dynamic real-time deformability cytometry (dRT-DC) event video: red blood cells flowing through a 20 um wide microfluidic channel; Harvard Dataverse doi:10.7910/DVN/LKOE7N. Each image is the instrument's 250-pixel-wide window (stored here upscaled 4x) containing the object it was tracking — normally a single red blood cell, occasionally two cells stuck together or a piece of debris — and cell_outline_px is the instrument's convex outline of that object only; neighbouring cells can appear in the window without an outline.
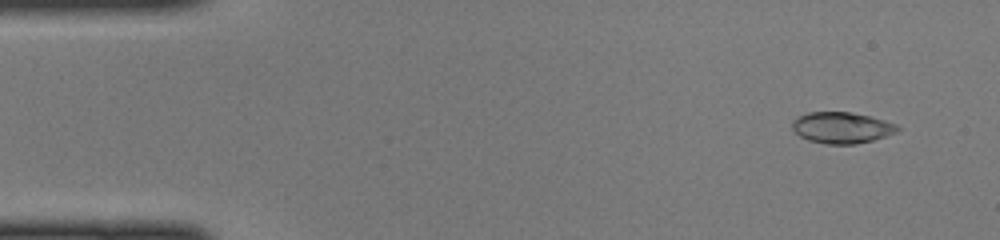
{"species": "common noctule bat (a hibernating species)", "species_latin": "Nyctalus noctula", "temperature_condition": "cold", "stored_images_in_passage": 34, "camera_frame_rate_fps": 3000, "um_per_image_px": 0.085, "animal": {"sex": "female", "body_mass_g": 22.0, "forearm_length_mm": 56.7}, "frame": {"image": 1, "passage_image": 3, "time_ms": 0.667, "image_size_px": [1000, 240], "cell_outline_px": [[900, 128], [896, 132], [872, 140], [856, 144], [824, 144], [808, 140], [800, 136], [792, 128], [792, 120], [796, 116], [808, 112], [848, 112], [872, 116], [896, 124]], "centroid_in_image_um": [71.51, 10.84], "position_along_channel_um": 13.5, "area_um2": 19.19}}
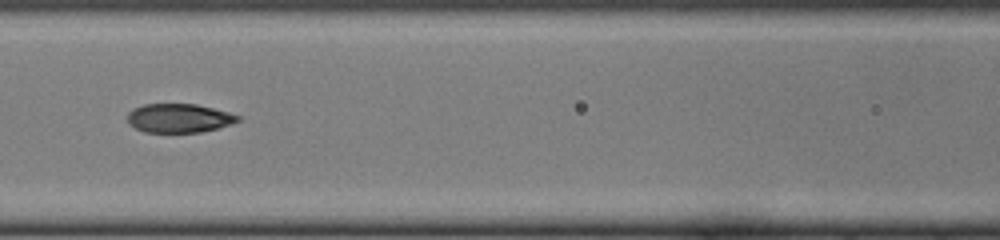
{"frame": {"image": 2, "passage_image": 20, "time_ms": 6.333, "image_size_px": [1000, 240], "cell_outline_px": [[240, 120], [232, 124], [200, 132], [144, 132], [128, 124], [128, 112], [132, 108], [144, 104], [196, 104], [228, 112], [240, 116]], "centroid_in_image_um": [15.19, 10.04], "position_along_channel_um": 151.4, "area_um2": 18.55}}
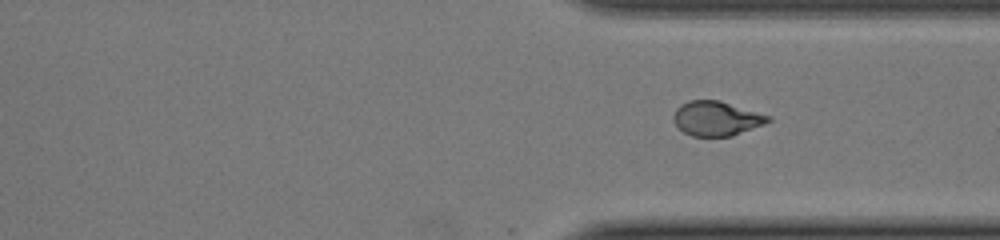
{"frame": {"image": 3, "passage_image": 34, "time_ms": 11.0, "image_size_px": [1000, 240], "cell_outline_px": [[772, 120], [764, 124], [732, 136], [692, 136], [684, 132], [672, 120], [672, 116], [676, 108], [680, 104], [688, 100], [720, 100], [772, 116]], "centroid_in_image_um": [60.9, 10.06], "position_along_channel_um": 350.5, "area_um2": 19.19}}